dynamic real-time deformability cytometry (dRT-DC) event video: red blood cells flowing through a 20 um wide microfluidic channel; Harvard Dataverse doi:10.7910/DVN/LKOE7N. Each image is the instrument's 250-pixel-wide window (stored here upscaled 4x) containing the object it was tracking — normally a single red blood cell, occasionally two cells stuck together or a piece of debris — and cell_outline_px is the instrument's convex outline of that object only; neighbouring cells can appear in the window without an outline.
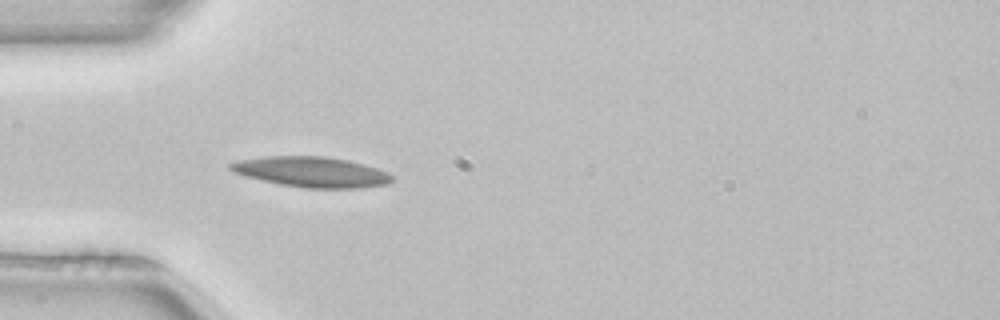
{"species": "common noctule bat (a hibernating species)", "species_latin": "Nyctalus noctula", "temperature_condition": "room temperature", "stored_images_in_passage": 3, "camera_frame_rate_fps": 3000, "um_per_image_px": 0.085, "animal": {"sex": "female", "body_mass_g": 22.7, "forearm_length_mm": 54.2}, "frame": {"image": 1, "passage_image": 3, "time_ms": 0.667, "image_size_px": [1000, 320], "cell_outline_px": [[396, 180], [388, 184], [360, 188], [304, 188], [280, 184], [244, 176], [232, 172], [228, 168], [228, 164], [240, 160], [264, 156], [324, 156], [348, 160], [364, 164], [388, 172]], "centroid_in_image_um": [26.49, 14.62], "position_along_channel_um": 58.5, "area_um2": 28.78}}